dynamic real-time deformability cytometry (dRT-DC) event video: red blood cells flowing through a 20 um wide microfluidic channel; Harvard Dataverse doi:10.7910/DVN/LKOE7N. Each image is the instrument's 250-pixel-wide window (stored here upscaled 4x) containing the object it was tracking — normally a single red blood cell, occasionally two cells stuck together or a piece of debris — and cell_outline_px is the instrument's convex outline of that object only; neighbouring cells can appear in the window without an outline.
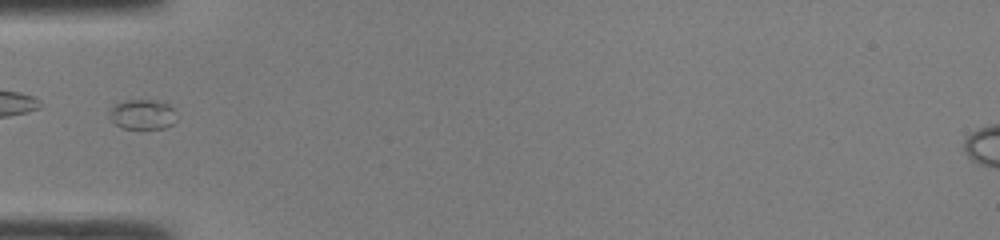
{"species": "common noctule bat (a hibernating species)", "species_latin": "Nyctalus noctula", "temperature_condition": "room temperature", "stored_images_in_passage": 30, "camera_frame_rate_fps": 3000, "um_per_image_px": 0.085, "animal": {"sex": "male", "body_mass_g": 19.0, "forearm_length_mm": 50.8}, "frame": {"image": 1, "passage_image": 1, "time_ms": 0.0, "image_size_px": [1000, 240], "cell_outline_px": [[176, 120], [172, 124], [164, 128], [124, 128], [116, 124], [108, 116], [108, 112], [116, 104], [128, 100], [152, 100], [168, 104], [176, 112]], "centroid_in_image_um": [12.12, 9.73], "position_along_channel_um": 72.9, "area_um2": 11.56}}
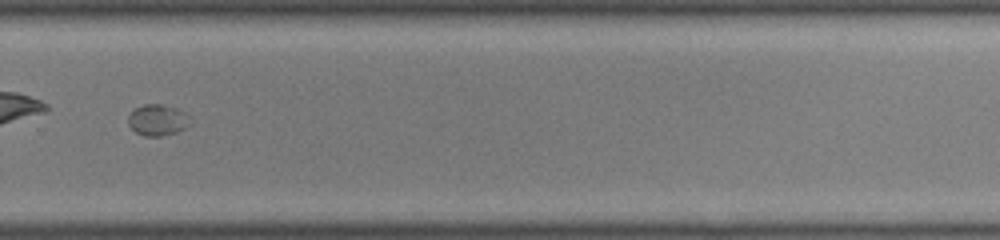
{"frame": {"image": 2, "passage_image": 18, "time_ms": 5.667, "image_size_px": [1000, 240], "cell_outline_px": [[192, 124], [188, 128], [176, 132], [160, 136], [144, 136], [136, 132], [128, 124], [128, 116], [136, 108], [144, 104], [160, 104], [176, 108], [184, 112], [192, 120]], "centroid_in_image_um": [13.44, 10.21], "position_along_channel_um": 316.4, "area_um2": 11.33}}